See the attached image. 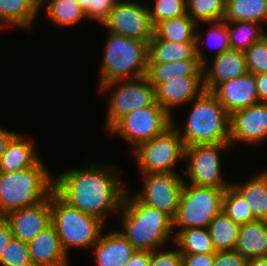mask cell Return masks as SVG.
I'll return each instance as SVG.
<instances>
[{
    "label": "cell",
    "mask_w": 267,
    "mask_h": 266,
    "mask_svg": "<svg viewBox=\"0 0 267 266\" xmlns=\"http://www.w3.org/2000/svg\"><path fill=\"white\" fill-rule=\"evenodd\" d=\"M113 169L95 163L85 170L69 169L54 177V191L79 211L106 222L108 213H120L126 193Z\"/></svg>",
    "instance_id": "cell-1"
},
{
    "label": "cell",
    "mask_w": 267,
    "mask_h": 266,
    "mask_svg": "<svg viewBox=\"0 0 267 266\" xmlns=\"http://www.w3.org/2000/svg\"><path fill=\"white\" fill-rule=\"evenodd\" d=\"M125 193L119 231L136 250L153 251L174 240L173 220L164 212L143 204L136 196Z\"/></svg>",
    "instance_id": "cell-2"
},
{
    "label": "cell",
    "mask_w": 267,
    "mask_h": 266,
    "mask_svg": "<svg viewBox=\"0 0 267 266\" xmlns=\"http://www.w3.org/2000/svg\"><path fill=\"white\" fill-rule=\"evenodd\" d=\"M54 178L42 161L14 172H0V217L50 197Z\"/></svg>",
    "instance_id": "cell-3"
},
{
    "label": "cell",
    "mask_w": 267,
    "mask_h": 266,
    "mask_svg": "<svg viewBox=\"0 0 267 266\" xmlns=\"http://www.w3.org/2000/svg\"><path fill=\"white\" fill-rule=\"evenodd\" d=\"M193 102L183 131L177 128L185 147L230 143V115L216 96L204 90ZM181 130V131H180Z\"/></svg>",
    "instance_id": "cell-4"
},
{
    "label": "cell",
    "mask_w": 267,
    "mask_h": 266,
    "mask_svg": "<svg viewBox=\"0 0 267 266\" xmlns=\"http://www.w3.org/2000/svg\"><path fill=\"white\" fill-rule=\"evenodd\" d=\"M51 224L67 256L69 248H91L102 235L104 227L100 218L79 211L55 191L51 193Z\"/></svg>",
    "instance_id": "cell-5"
},
{
    "label": "cell",
    "mask_w": 267,
    "mask_h": 266,
    "mask_svg": "<svg viewBox=\"0 0 267 266\" xmlns=\"http://www.w3.org/2000/svg\"><path fill=\"white\" fill-rule=\"evenodd\" d=\"M100 69V84L146 76L148 42L108 33Z\"/></svg>",
    "instance_id": "cell-6"
},
{
    "label": "cell",
    "mask_w": 267,
    "mask_h": 266,
    "mask_svg": "<svg viewBox=\"0 0 267 266\" xmlns=\"http://www.w3.org/2000/svg\"><path fill=\"white\" fill-rule=\"evenodd\" d=\"M225 189L185 183L180 193L178 211L173 219L180 230L208 228L210 222L222 211Z\"/></svg>",
    "instance_id": "cell-7"
},
{
    "label": "cell",
    "mask_w": 267,
    "mask_h": 266,
    "mask_svg": "<svg viewBox=\"0 0 267 266\" xmlns=\"http://www.w3.org/2000/svg\"><path fill=\"white\" fill-rule=\"evenodd\" d=\"M132 150L141 173H176L173 167L184 160L185 145L172 121L163 133Z\"/></svg>",
    "instance_id": "cell-8"
},
{
    "label": "cell",
    "mask_w": 267,
    "mask_h": 266,
    "mask_svg": "<svg viewBox=\"0 0 267 266\" xmlns=\"http://www.w3.org/2000/svg\"><path fill=\"white\" fill-rule=\"evenodd\" d=\"M117 84V85H116ZM100 91H108L116 86L109 100L106 129L109 130L120 118L130 112L154 105L155 88L146 76L139 78L115 79L99 84Z\"/></svg>",
    "instance_id": "cell-9"
},
{
    "label": "cell",
    "mask_w": 267,
    "mask_h": 266,
    "mask_svg": "<svg viewBox=\"0 0 267 266\" xmlns=\"http://www.w3.org/2000/svg\"><path fill=\"white\" fill-rule=\"evenodd\" d=\"M170 116L157 102L142 107L120 118L108 131L134 146L151 140L172 125Z\"/></svg>",
    "instance_id": "cell-10"
},
{
    "label": "cell",
    "mask_w": 267,
    "mask_h": 266,
    "mask_svg": "<svg viewBox=\"0 0 267 266\" xmlns=\"http://www.w3.org/2000/svg\"><path fill=\"white\" fill-rule=\"evenodd\" d=\"M229 147L230 143L186 146L184 159L189 160L184 171L185 177L193 185L226 189L231 184L222 178L220 152Z\"/></svg>",
    "instance_id": "cell-11"
},
{
    "label": "cell",
    "mask_w": 267,
    "mask_h": 266,
    "mask_svg": "<svg viewBox=\"0 0 267 266\" xmlns=\"http://www.w3.org/2000/svg\"><path fill=\"white\" fill-rule=\"evenodd\" d=\"M101 25L110 33L145 42L154 35L148 7L136 1L119 0Z\"/></svg>",
    "instance_id": "cell-12"
},
{
    "label": "cell",
    "mask_w": 267,
    "mask_h": 266,
    "mask_svg": "<svg viewBox=\"0 0 267 266\" xmlns=\"http://www.w3.org/2000/svg\"><path fill=\"white\" fill-rule=\"evenodd\" d=\"M143 189L135 196L145 205L164 212L172 220L175 218L180 193L184 185L183 178L176 173H141Z\"/></svg>",
    "instance_id": "cell-13"
},
{
    "label": "cell",
    "mask_w": 267,
    "mask_h": 266,
    "mask_svg": "<svg viewBox=\"0 0 267 266\" xmlns=\"http://www.w3.org/2000/svg\"><path fill=\"white\" fill-rule=\"evenodd\" d=\"M230 145L244 142L256 145L267 138V103L258 102L230 114Z\"/></svg>",
    "instance_id": "cell-14"
},
{
    "label": "cell",
    "mask_w": 267,
    "mask_h": 266,
    "mask_svg": "<svg viewBox=\"0 0 267 266\" xmlns=\"http://www.w3.org/2000/svg\"><path fill=\"white\" fill-rule=\"evenodd\" d=\"M4 217L11 225L13 237L29 243L51 224V195L36 205L14 210Z\"/></svg>",
    "instance_id": "cell-15"
},
{
    "label": "cell",
    "mask_w": 267,
    "mask_h": 266,
    "mask_svg": "<svg viewBox=\"0 0 267 266\" xmlns=\"http://www.w3.org/2000/svg\"><path fill=\"white\" fill-rule=\"evenodd\" d=\"M212 93L229 115L259 102L255 75L249 72L219 84Z\"/></svg>",
    "instance_id": "cell-16"
},
{
    "label": "cell",
    "mask_w": 267,
    "mask_h": 266,
    "mask_svg": "<svg viewBox=\"0 0 267 266\" xmlns=\"http://www.w3.org/2000/svg\"><path fill=\"white\" fill-rule=\"evenodd\" d=\"M204 90V77L180 76L159 84L155 88V99L172 116L173 107L190 103Z\"/></svg>",
    "instance_id": "cell-17"
},
{
    "label": "cell",
    "mask_w": 267,
    "mask_h": 266,
    "mask_svg": "<svg viewBox=\"0 0 267 266\" xmlns=\"http://www.w3.org/2000/svg\"><path fill=\"white\" fill-rule=\"evenodd\" d=\"M203 66L204 88L212 92L219 84L248 73L244 52L228 49ZM208 68V69H207Z\"/></svg>",
    "instance_id": "cell-18"
},
{
    "label": "cell",
    "mask_w": 267,
    "mask_h": 266,
    "mask_svg": "<svg viewBox=\"0 0 267 266\" xmlns=\"http://www.w3.org/2000/svg\"><path fill=\"white\" fill-rule=\"evenodd\" d=\"M201 34L196 32V42H173L154 35L148 42V63H167L184 59H199L204 66L206 57L201 51Z\"/></svg>",
    "instance_id": "cell-19"
},
{
    "label": "cell",
    "mask_w": 267,
    "mask_h": 266,
    "mask_svg": "<svg viewBox=\"0 0 267 266\" xmlns=\"http://www.w3.org/2000/svg\"><path fill=\"white\" fill-rule=\"evenodd\" d=\"M34 266H69L55 227L50 224L27 243Z\"/></svg>",
    "instance_id": "cell-20"
},
{
    "label": "cell",
    "mask_w": 267,
    "mask_h": 266,
    "mask_svg": "<svg viewBox=\"0 0 267 266\" xmlns=\"http://www.w3.org/2000/svg\"><path fill=\"white\" fill-rule=\"evenodd\" d=\"M91 248L98 266H126L136 250L119 230L101 235Z\"/></svg>",
    "instance_id": "cell-21"
},
{
    "label": "cell",
    "mask_w": 267,
    "mask_h": 266,
    "mask_svg": "<svg viewBox=\"0 0 267 266\" xmlns=\"http://www.w3.org/2000/svg\"><path fill=\"white\" fill-rule=\"evenodd\" d=\"M16 133L0 159V172H14L38 165L41 158L34 149V143Z\"/></svg>",
    "instance_id": "cell-22"
},
{
    "label": "cell",
    "mask_w": 267,
    "mask_h": 266,
    "mask_svg": "<svg viewBox=\"0 0 267 266\" xmlns=\"http://www.w3.org/2000/svg\"><path fill=\"white\" fill-rule=\"evenodd\" d=\"M235 250L247 260L267 257V221L256 219L240 225Z\"/></svg>",
    "instance_id": "cell-23"
},
{
    "label": "cell",
    "mask_w": 267,
    "mask_h": 266,
    "mask_svg": "<svg viewBox=\"0 0 267 266\" xmlns=\"http://www.w3.org/2000/svg\"><path fill=\"white\" fill-rule=\"evenodd\" d=\"M203 77V65L199 59H184L167 63H148L146 77L156 88L176 77Z\"/></svg>",
    "instance_id": "cell-24"
},
{
    "label": "cell",
    "mask_w": 267,
    "mask_h": 266,
    "mask_svg": "<svg viewBox=\"0 0 267 266\" xmlns=\"http://www.w3.org/2000/svg\"><path fill=\"white\" fill-rule=\"evenodd\" d=\"M40 8V0H0V26L30 30Z\"/></svg>",
    "instance_id": "cell-25"
},
{
    "label": "cell",
    "mask_w": 267,
    "mask_h": 266,
    "mask_svg": "<svg viewBox=\"0 0 267 266\" xmlns=\"http://www.w3.org/2000/svg\"><path fill=\"white\" fill-rule=\"evenodd\" d=\"M248 202L254 218L267 221V171H261L244 184H231Z\"/></svg>",
    "instance_id": "cell-26"
},
{
    "label": "cell",
    "mask_w": 267,
    "mask_h": 266,
    "mask_svg": "<svg viewBox=\"0 0 267 266\" xmlns=\"http://www.w3.org/2000/svg\"><path fill=\"white\" fill-rule=\"evenodd\" d=\"M197 25L188 14L166 19L154 26V36L173 42H196Z\"/></svg>",
    "instance_id": "cell-27"
},
{
    "label": "cell",
    "mask_w": 267,
    "mask_h": 266,
    "mask_svg": "<svg viewBox=\"0 0 267 266\" xmlns=\"http://www.w3.org/2000/svg\"><path fill=\"white\" fill-rule=\"evenodd\" d=\"M226 23L234 21H250L267 25V1L266 0H226ZM264 21V22H263Z\"/></svg>",
    "instance_id": "cell-28"
},
{
    "label": "cell",
    "mask_w": 267,
    "mask_h": 266,
    "mask_svg": "<svg viewBox=\"0 0 267 266\" xmlns=\"http://www.w3.org/2000/svg\"><path fill=\"white\" fill-rule=\"evenodd\" d=\"M174 233L173 243L181 254H208L215 253L208 228H190Z\"/></svg>",
    "instance_id": "cell-29"
},
{
    "label": "cell",
    "mask_w": 267,
    "mask_h": 266,
    "mask_svg": "<svg viewBox=\"0 0 267 266\" xmlns=\"http://www.w3.org/2000/svg\"><path fill=\"white\" fill-rule=\"evenodd\" d=\"M240 225L222 210L209 224V232L215 251L234 250Z\"/></svg>",
    "instance_id": "cell-30"
},
{
    "label": "cell",
    "mask_w": 267,
    "mask_h": 266,
    "mask_svg": "<svg viewBox=\"0 0 267 266\" xmlns=\"http://www.w3.org/2000/svg\"><path fill=\"white\" fill-rule=\"evenodd\" d=\"M46 5L47 16L58 26H72L86 18L84 9L76 0H40Z\"/></svg>",
    "instance_id": "cell-31"
},
{
    "label": "cell",
    "mask_w": 267,
    "mask_h": 266,
    "mask_svg": "<svg viewBox=\"0 0 267 266\" xmlns=\"http://www.w3.org/2000/svg\"><path fill=\"white\" fill-rule=\"evenodd\" d=\"M227 24L230 49L236 51L245 52L253 43L262 40L267 35L266 32L259 30L260 24L257 22L234 21Z\"/></svg>",
    "instance_id": "cell-32"
},
{
    "label": "cell",
    "mask_w": 267,
    "mask_h": 266,
    "mask_svg": "<svg viewBox=\"0 0 267 266\" xmlns=\"http://www.w3.org/2000/svg\"><path fill=\"white\" fill-rule=\"evenodd\" d=\"M222 210L239 225L256 220L248 202L232 185L225 189Z\"/></svg>",
    "instance_id": "cell-33"
},
{
    "label": "cell",
    "mask_w": 267,
    "mask_h": 266,
    "mask_svg": "<svg viewBox=\"0 0 267 266\" xmlns=\"http://www.w3.org/2000/svg\"><path fill=\"white\" fill-rule=\"evenodd\" d=\"M226 0H187V14L197 23L223 20Z\"/></svg>",
    "instance_id": "cell-34"
},
{
    "label": "cell",
    "mask_w": 267,
    "mask_h": 266,
    "mask_svg": "<svg viewBox=\"0 0 267 266\" xmlns=\"http://www.w3.org/2000/svg\"><path fill=\"white\" fill-rule=\"evenodd\" d=\"M152 8L148 7L153 26L160 21L187 15V0H154Z\"/></svg>",
    "instance_id": "cell-35"
},
{
    "label": "cell",
    "mask_w": 267,
    "mask_h": 266,
    "mask_svg": "<svg viewBox=\"0 0 267 266\" xmlns=\"http://www.w3.org/2000/svg\"><path fill=\"white\" fill-rule=\"evenodd\" d=\"M1 266H34L27 243L13 237L0 258Z\"/></svg>",
    "instance_id": "cell-36"
},
{
    "label": "cell",
    "mask_w": 267,
    "mask_h": 266,
    "mask_svg": "<svg viewBox=\"0 0 267 266\" xmlns=\"http://www.w3.org/2000/svg\"><path fill=\"white\" fill-rule=\"evenodd\" d=\"M244 55L249 73L256 75L267 72V35L253 43Z\"/></svg>",
    "instance_id": "cell-37"
},
{
    "label": "cell",
    "mask_w": 267,
    "mask_h": 266,
    "mask_svg": "<svg viewBox=\"0 0 267 266\" xmlns=\"http://www.w3.org/2000/svg\"><path fill=\"white\" fill-rule=\"evenodd\" d=\"M201 23H207L209 26L211 24L214 25L207 30V33L209 35L208 39L211 38L210 40H213V42L216 43L215 45L217 46V50L215 56H218L222 52L230 49L228 24L224 20Z\"/></svg>",
    "instance_id": "cell-38"
},
{
    "label": "cell",
    "mask_w": 267,
    "mask_h": 266,
    "mask_svg": "<svg viewBox=\"0 0 267 266\" xmlns=\"http://www.w3.org/2000/svg\"><path fill=\"white\" fill-rule=\"evenodd\" d=\"M150 251V266H182V254L179 249L158 252Z\"/></svg>",
    "instance_id": "cell-39"
},
{
    "label": "cell",
    "mask_w": 267,
    "mask_h": 266,
    "mask_svg": "<svg viewBox=\"0 0 267 266\" xmlns=\"http://www.w3.org/2000/svg\"><path fill=\"white\" fill-rule=\"evenodd\" d=\"M213 266H247V259L235 249L217 251Z\"/></svg>",
    "instance_id": "cell-40"
},
{
    "label": "cell",
    "mask_w": 267,
    "mask_h": 266,
    "mask_svg": "<svg viewBox=\"0 0 267 266\" xmlns=\"http://www.w3.org/2000/svg\"><path fill=\"white\" fill-rule=\"evenodd\" d=\"M215 253L182 254V266H213Z\"/></svg>",
    "instance_id": "cell-41"
},
{
    "label": "cell",
    "mask_w": 267,
    "mask_h": 266,
    "mask_svg": "<svg viewBox=\"0 0 267 266\" xmlns=\"http://www.w3.org/2000/svg\"><path fill=\"white\" fill-rule=\"evenodd\" d=\"M119 0H94L93 20L103 23Z\"/></svg>",
    "instance_id": "cell-42"
},
{
    "label": "cell",
    "mask_w": 267,
    "mask_h": 266,
    "mask_svg": "<svg viewBox=\"0 0 267 266\" xmlns=\"http://www.w3.org/2000/svg\"><path fill=\"white\" fill-rule=\"evenodd\" d=\"M12 238L13 233L10 223L5 217H0V258Z\"/></svg>",
    "instance_id": "cell-43"
},
{
    "label": "cell",
    "mask_w": 267,
    "mask_h": 266,
    "mask_svg": "<svg viewBox=\"0 0 267 266\" xmlns=\"http://www.w3.org/2000/svg\"><path fill=\"white\" fill-rule=\"evenodd\" d=\"M126 266H150V251L135 250Z\"/></svg>",
    "instance_id": "cell-44"
},
{
    "label": "cell",
    "mask_w": 267,
    "mask_h": 266,
    "mask_svg": "<svg viewBox=\"0 0 267 266\" xmlns=\"http://www.w3.org/2000/svg\"><path fill=\"white\" fill-rule=\"evenodd\" d=\"M259 102L267 103V72L255 75Z\"/></svg>",
    "instance_id": "cell-45"
},
{
    "label": "cell",
    "mask_w": 267,
    "mask_h": 266,
    "mask_svg": "<svg viewBox=\"0 0 267 266\" xmlns=\"http://www.w3.org/2000/svg\"><path fill=\"white\" fill-rule=\"evenodd\" d=\"M16 134V132L8 131L0 127V159L2 155L6 151L8 143L12 139V137Z\"/></svg>",
    "instance_id": "cell-46"
},
{
    "label": "cell",
    "mask_w": 267,
    "mask_h": 266,
    "mask_svg": "<svg viewBox=\"0 0 267 266\" xmlns=\"http://www.w3.org/2000/svg\"><path fill=\"white\" fill-rule=\"evenodd\" d=\"M84 9L85 15L89 19H93L94 0H76Z\"/></svg>",
    "instance_id": "cell-47"
},
{
    "label": "cell",
    "mask_w": 267,
    "mask_h": 266,
    "mask_svg": "<svg viewBox=\"0 0 267 266\" xmlns=\"http://www.w3.org/2000/svg\"><path fill=\"white\" fill-rule=\"evenodd\" d=\"M247 266H267V257L249 259Z\"/></svg>",
    "instance_id": "cell-48"
}]
</instances>
